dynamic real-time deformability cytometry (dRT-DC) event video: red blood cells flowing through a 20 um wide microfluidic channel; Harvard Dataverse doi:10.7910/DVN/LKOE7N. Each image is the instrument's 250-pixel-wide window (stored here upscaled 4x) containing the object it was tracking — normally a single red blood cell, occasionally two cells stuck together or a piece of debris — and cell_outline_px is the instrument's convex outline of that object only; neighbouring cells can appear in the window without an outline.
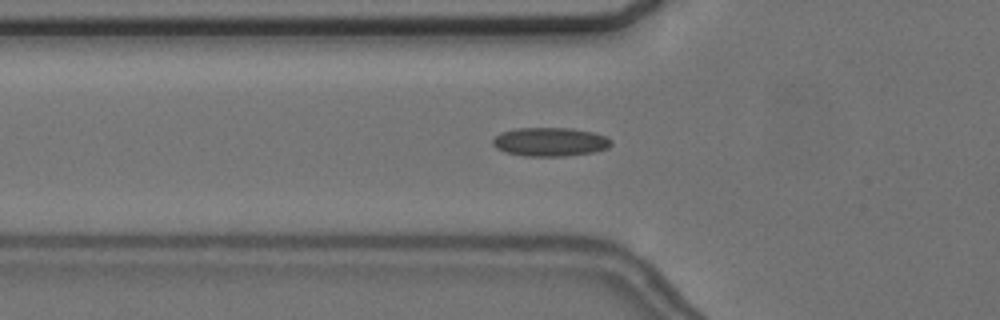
{"species": "common noctule bat (a hibernating species)", "species_latin": "Nyctalus noctula", "temperature_condition": "cold", "stored_images_in_passage": 54, "camera_frame_rate_fps": 3000, "um_per_image_px": 0.085, "animal": {"sex": "female", "body_mass_g": 24.6, "forearm_length_mm": 56.2}, "frame": {"image": 1, "passage_image": 17, "time_ms": 5.333, "image_size_px": [1000, 320], "cell_outline_px": [[612, 144], [608, 148], [592, 152], [564, 156], [524, 156], [504, 152], [496, 148], [492, 144], [492, 140], [500, 132], [516, 128], [572, 128], [592, 132], [604, 136], [612, 140]], "centroid_in_image_um": [46.72, 12.06], "position_along_channel_um": 79.1, "area_um2": 19.88}}
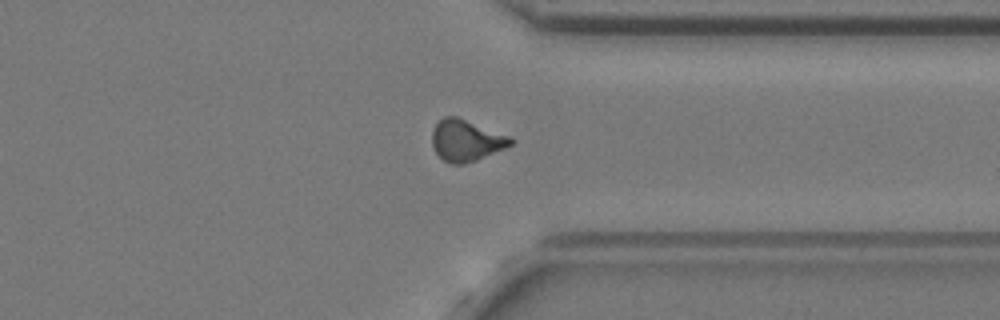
{"frame": {"image": 2, "passage_image": 41, "time_ms": 13.333, "image_size_px": [1000, 320], "cell_outline_px": [[516, 140], [512, 144], [504, 148], [476, 160], [464, 164], [448, 164], [436, 152], [432, 144], [432, 132], [436, 124], [444, 116], [456, 116], [512, 136]], "centroid_in_image_um": [39.65, 11.93], "position_along_channel_um": 371.8, "area_um2": 19.02}}
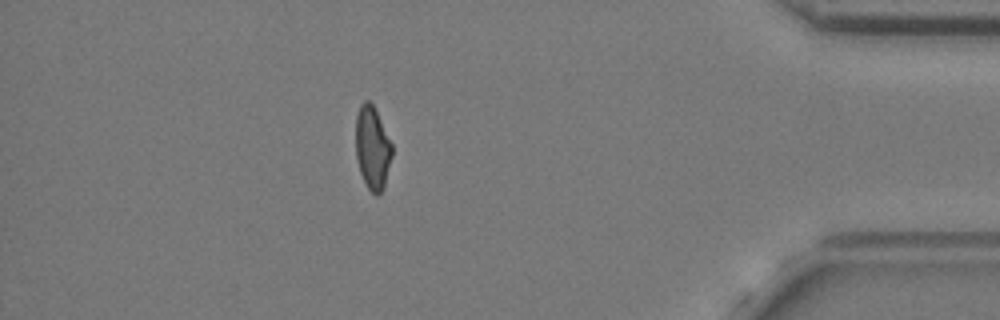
{"frame": {"image": 3, "passage_image": 47, "time_ms": 15.333, "image_size_px": [1000, 320], "cell_outline_px": [[392, 156], [384, 188], [376, 196], [368, 188], [360, 172], [356, 156], [356, 116], [360, 104], [364, 100], [368, 100], [372, 104], [392, 144]], "centroid_in_image_um": [31.65, 12.57], "position_along_channel_um": 403.5, "area_um2": 17.4}, "authors_computed_cell_mechanics": {"area_um2": 18.6116, "velocity_mm_per_s": 3.6719, "shape_relaxation_time_tau1_ms": null, "shape_relaxation_time_tau2_ms": 2.5387, "deformation_change_tau1": null, "deformation_change_tau2": 0.0838}}